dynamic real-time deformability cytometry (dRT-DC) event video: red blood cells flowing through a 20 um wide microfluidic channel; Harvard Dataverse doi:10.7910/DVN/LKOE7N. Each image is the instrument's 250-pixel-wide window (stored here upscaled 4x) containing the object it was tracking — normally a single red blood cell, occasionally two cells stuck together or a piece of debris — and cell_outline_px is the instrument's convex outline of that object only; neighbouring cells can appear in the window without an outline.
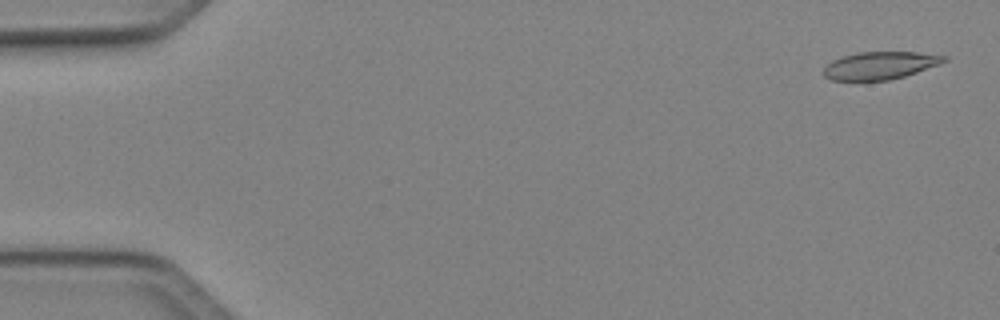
{"species": "Egyptian fruit bat (a non-hibernating species)", "species_latin": "Rousettus aegyptiacus", "temperature_condition": "cold", "stored_images_in_passage": 50, "camera_frame_rate_fps": 3000, "um_per_image_px": 0.085, "animal": {"sex": "female"}, "frame": {"image": 1, "passage_image": 2, "time_ms": 0.333, "image_size_px": [1000, 320], "cell_outline_px": [[948, 60], [940, 64], [904, 76], [888, 80], [832, 80], [824, 76], [820, 72], [832, 60], [856, 52], [916, 52], [948, 56]], "centroid_in_image_um": [74.79, 5.56], "position_along_channel_um": 10.2, "area_um2": 19.36}}
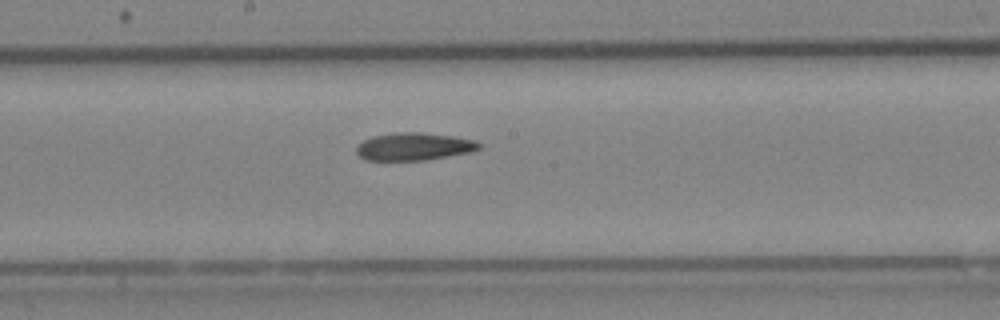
{"frame": {"image": 2, "passage_image": 27, "time_ms": 8.667, "image_size_px": [1000, 320], "cell_outline_px": [[480, 148], [472, 152], [424, 160], [364, 160], [356, 152], [356, 148], [364, 140], [372, 136], [400, 132], [420, 132], [452, 136], [476, 140], [480, 144]], "centroid_in_image_um": [35.2, 12.46], "position_along_channel_um": 213.0, "area_um2": 19.65}}
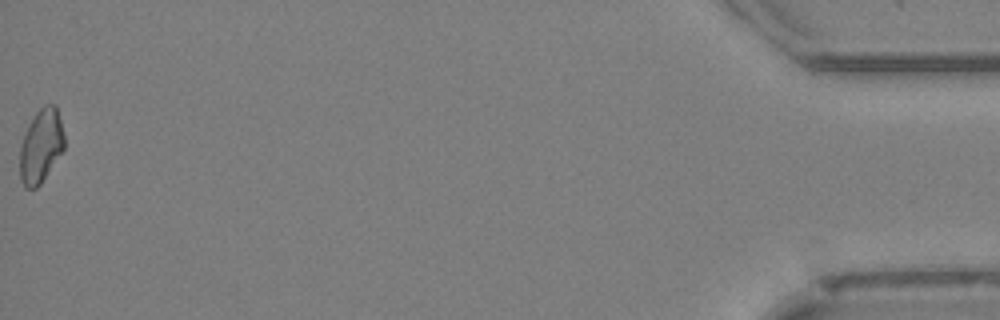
{"frame": {"image": 3, "passage_image": 50, "time_ms": 16.333, "image_size_px": [1000, 320], "cell_outline_px": [[64, 148], [40, 184], [36, 188], [24, 188], [20, 180], [20, 144], [36, 112], [44, 104], [56, 104], [64, 136]], "centroid_in_image_um": [3.47, 12.41], "position_along_channel_um": 431.7, "area_um2": 18.79}, "authors_computed_cell_mechanics": {"area_um2": 19.9699, "velocity_mm_per_s": 4.1073, "shape_relaxation_time_tau1_ms": null, "shape_relaxation_time_tau2_ms": 8.7679, "deformation_change_tau1": null, "deformation_change_tau2": 0.18}}